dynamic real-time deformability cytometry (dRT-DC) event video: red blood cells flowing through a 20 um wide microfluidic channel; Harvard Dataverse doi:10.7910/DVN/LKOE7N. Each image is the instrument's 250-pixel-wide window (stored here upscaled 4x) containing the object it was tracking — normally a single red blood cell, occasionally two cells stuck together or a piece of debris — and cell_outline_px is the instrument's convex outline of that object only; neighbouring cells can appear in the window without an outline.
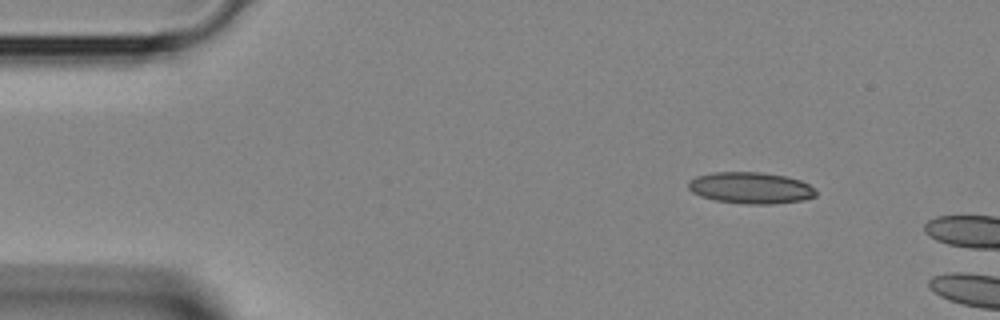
{"species": "Egyptian fruit bat (a non-hibernating species)", "species_latin": "Rousettus aegyptiacus", "temperature_condition": "room temperature", "stored_images_in_passage": 4, "segment_of_instrument_passage": [2, 2], "camera_frame_rate_fps": 3000, "um_per_image_px": 0.085, "animal": {"sex": "female"}, "frame": {"image": 1, "passage_image": 4, "time_ms": 1.0, "image_size_px": [1000, 320], "cell_outline_px": [[816, 196], [800, 200], [772, 204], [744, 204], [716, 200], [700, 196], [692, 192], [688, 188], [688, 180], [696, 176], [712, 172], [764, 172], [784, 176], [800, 180], [808, 184], [816, 192]], "centroid_in_image_um": [63.76, 15.96], "position_along_channel_um": 21.2, "area_um2": 23.35}}